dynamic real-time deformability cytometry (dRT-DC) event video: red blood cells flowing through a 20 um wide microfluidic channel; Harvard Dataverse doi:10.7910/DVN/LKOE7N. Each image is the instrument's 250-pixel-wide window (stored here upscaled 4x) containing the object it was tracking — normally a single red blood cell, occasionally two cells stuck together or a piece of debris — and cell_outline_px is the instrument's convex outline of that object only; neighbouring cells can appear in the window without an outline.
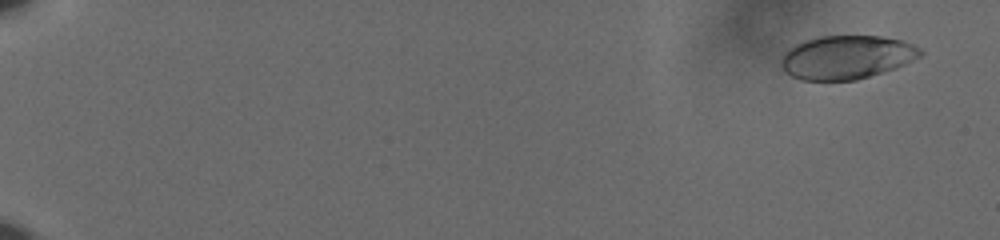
{"species": "human", "species_latin": "Homo sapiens", "temperature_condition": "cold", "stored_images_in_passage": 58, "camera_frame_rate_fps": 3000, "um_per_image_px": 0.085, "donor": {"sex": "male"}, "frame": {"image": 1, "passage_image": 2, "time_ms": 0.333, "image_size_px": [1000, 240], "cell_outline_px": [[924, 52], [920, 56], [896, 68], [856, 80], [800, 80], [792, 76], [780, 64], [780, 56], [788, 48], [804, 40], [820, 36], [880, 36], [900, 40], [912, 44], [920, 48]], "centroid_in_image_um": [71.94, 4.86], "position_along_channel_um": 13.1, "area_um2": 35.32}}
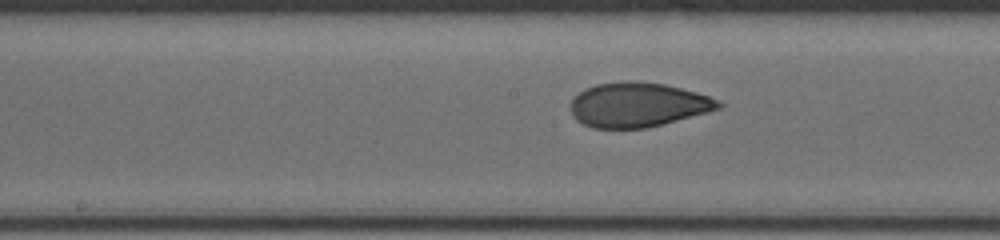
{"frame": {"image": 2, "passage_image": 33, "time_ms": 10.667, "image_size_px": [1000, 240], "cell_outline_px": [[724, 104], [720, 108], [708, 112], [644, 128], [592, 128], [576, 120], [572, 116], [572, 100], [580, 92], [596, 84], [624, 80], [636, 80], [664, 84], [696, 92], [720, 100]], "centroid_in_image_um": [54.23, 8.89], "position_along_channel_um": 194.0, "area_um2": 38.15}}
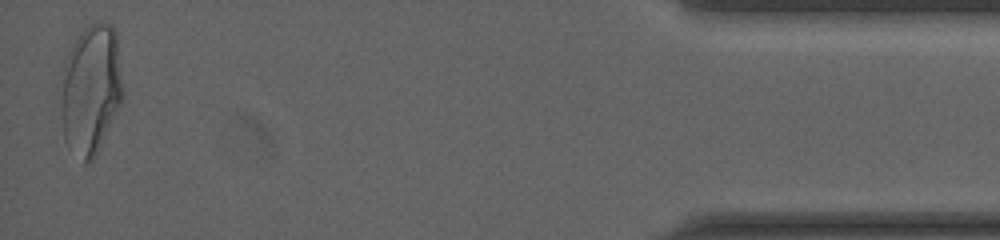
{"frame": {"image": 3, "passage_image": 58, "time_ms": 19.0, "image_size_px": [1000, 240], "cell_outline_px": [[124, 96], [96, 156], [92, 160], [84, 164], [64, 140], [60, 116], [60, 104], [64, 64], [68, 52], [80, 32], [88, 24], [96, 20], [100, 20], [112, 24], [116, 32], [124, 88]], "centroid_in_image_um": [7.73, 7.57], "position_along_channel_um": 427.5, "area_um2": 47.69}, "authors_computed_cell_mechanics": {"area_um2": 38.2347, "velocity_mm_per_s": 3.6327, "shape_relaxation_time_tau1_ms": 5.4636, "shape_relaxation_time_tau2_ms": 1.0099, "deformation_change_tau1": 0.2052, "deformation_change_tau2": 0.0623}}